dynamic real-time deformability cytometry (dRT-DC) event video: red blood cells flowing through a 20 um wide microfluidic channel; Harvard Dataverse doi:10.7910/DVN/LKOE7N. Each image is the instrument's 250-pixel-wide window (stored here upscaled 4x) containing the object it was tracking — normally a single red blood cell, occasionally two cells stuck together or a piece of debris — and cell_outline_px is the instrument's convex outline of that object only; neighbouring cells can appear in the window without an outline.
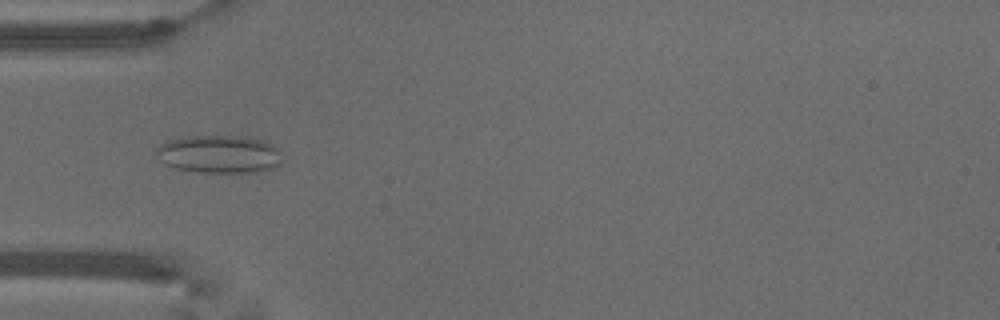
{"species": "common noctule bat (a hibernating species)", "species_latin": "Nyctalus noctula", "temperature_condition": "warm", "stored_images_in_passage": 10, "camera_frame_rate_fps": 3000, "um_per_image_px": 0.085, "animal": {"sex": "male", "body_mass_g": 18.8}, "frame": {"image": 1, "passage_image": 2, "time_ms": 0.333, "image_size_px": [1000, 320], "cell_outline_px": [[284, 160], [280, 164], [256, 172], [196, 172], [176, 168], [168, 164], [156, 152], [156, 148], [160, 144], [168, 140], [188, 136], [232, 136], [264, 140], [272, 144], [276, 148]], "centroid_in_image_um": [18.65, 13.1], "position_along_channel_um": 66.3, "area_um2": 27.4}}
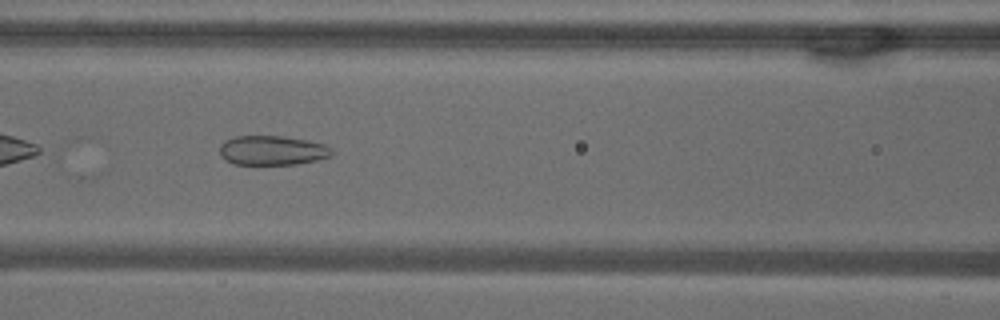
{"frame": {"image": 2, "passage_image": 8, "time_ms": 2.333, "image_size_px": [1000, 320], "cell_outline_px": [[332, 156], [316, 160], [296, 164], [236, 164], [224, 160], [220, 156], [220, 144], [224, 140], [236, 136], [284, 136], [308, 140], [324, 144], [332, 148]], "centroid_in_image_um": [23.13, 12.78], "position_along_channel_um": 143.5, "area_um2": 19.36}}